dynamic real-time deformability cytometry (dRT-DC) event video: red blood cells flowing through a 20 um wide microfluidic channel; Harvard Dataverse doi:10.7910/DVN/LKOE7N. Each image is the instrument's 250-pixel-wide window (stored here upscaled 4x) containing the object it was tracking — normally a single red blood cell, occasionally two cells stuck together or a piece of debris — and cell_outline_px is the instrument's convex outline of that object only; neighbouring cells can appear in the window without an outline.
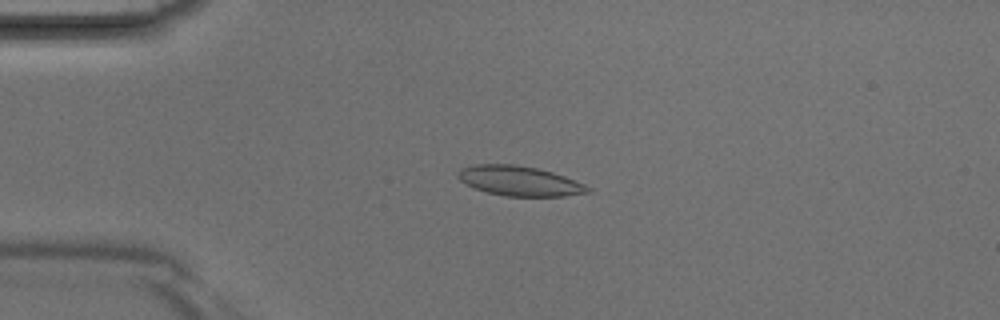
{"species": "Egyptian fruit bat (a non-hibernating species)", "species_latin": "Rousettus aegyptiacus", "temperature_condition": "room temperature", "stored_images_in_passage": 3, "camera_frame_rate_fps": 3000, "um_per_image_px": 0.085, "animal": {"sex": "male"}, "frame": {"image": 1, "passage_image": 2, "time_ms": 0.333, "image_size_px": [1000, 320], "cell_outline_px": [[592, 192], [564, 196], [504, 196], [488, 192], [476, 188], [460, 180], [456, 176], [460, 168], [476, 164], [512, 164], [536, 168], [552, 172], [564, 176], [584, 184], [592, 188]], "centroid_in_image_um": [44.17, 15.38], "position_along_channel_um": 40.8, "area_um2": 22.43}}
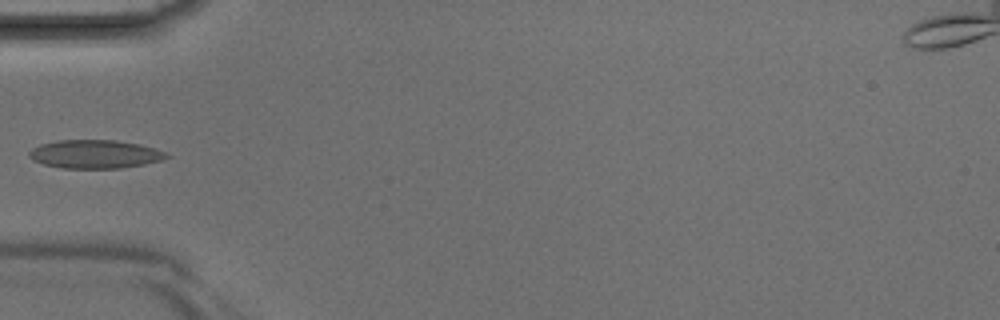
{"frame": {"image": 2, "passage_image": 3, "time_ms": 0.667, "image_size_px": [1000, 320], "cell_outline_px": [[172, 156], [160, 160], [144, 164], [120, 168], [64, 168], [44, 164], [32, 160], [28, 156], [28, 152], [32, 148], [40, 144], [56, 140], [116, 140], [140, 144], [156, 148]], "centroid_in_image_um": [8.06, 13.09], "position_along_channel_um": 76.9, "area_um2": 22.83}}